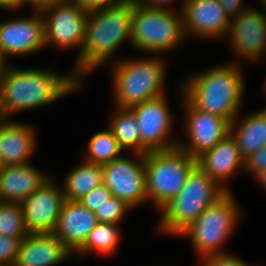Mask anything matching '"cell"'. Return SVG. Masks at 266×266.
Returning a JSON list of instances; mask_svg holds the SVG:
<instances>
[{"label":"cell","mask_w":266,"mask_h":266,"mask_svg":"<svg viewBox=\"0 0 266 266\" xmlns=\"http://www.w3.org/2000/svg\"><path fill=\"white\" fill-rule=\"evenodd\" d=\"M82 85L73 73L16 69L9 64L0 91V118L10 119L17 112L46 106Z\"/></svg>","instance_id":"1"},{"label":"cell","mask_w":266,"mask_h":266,"mask_svg":"<svg viewBox=\"0 0 266 266\" xmlns=\"http://www.w3.org/2000/svg\"><path fill=\"white\" fill-rule=\"evenodd\" d=\"M133 0L89 12L81 55L73 75L82 83L83 75L107 62L114 51L132 37Z\"/></svg>","instance_id":"2"},{"label":"cell","mask_w":266,"mask_h":266,"mask_svg":"<svg viewBox=\"0 0 266 266\" xmlns=\"http://www.w3.org/2000/svg\"><path fill=\"white\" fill-rule=\"evenodd\" d=\"M238 63L213 66L192 75L182 85V95L196 109L227 119L239 116L245 84Z\"/></svg>","instance_id":"3"},{"label":"cell","mask_w":266,"mask_h":266,"mask_svg":"<svg viewBox=\"0 0 266 266\" xmlns=\"http://www.w3.org/2000/svg\"><path fill=\"white\" fill-rule=\"evenodd\" d=\"M228 191L198 165L188 174L179 193L159 211V231L179 237L209 206Z\"/></svg>","instance_id":"4"},{"label":"cell","mask_w":266,"mask_h":266,"mask_svg":"<svg viewBox=\"0 0 266 266\" xmlns=\"http://www.w3.org/2000/svg\"><path fill=\"white\" fill-rule=\"evenodd\" d=\"M165 62L152 58L115 61L113 70L114 100L117 107L130 108L164 95Z\"/></svg>","instance_id":"5"},{"label":"cell","mask_w":266,"mask_h":266,"mask_svg":"<svg viewBox=\"0 0 266 266\" xmlns=\"http://www.w3.org/2000/svg\"><path fill=\"white\" fill-rule=\"evenodd\" d=\"M197 159L180 147L145 154L146 191L160 210L181 190Z\"/></svg>","instance_id":"6"},{"label":"cell","mask_w":266,"mask_h":266,"mask_svg":"<svg viewBox=\"0 0 266 266\" xmlns=\"http://www.w3.org/2000/svg\"><path fill=\"white\" fill-rule=\"evenodd\" d=\"M184 36L181 11L148 8L133 0L131 44L135 49L157 55L178 46Z\"/></svg>","instance_id":"7"},{"label":"cell","mask_w":266,"mask_h":266,"mask_svg":"<svg viewBox=\"0 0 266 266\" xmlns=\"http://www.w3.org/2000/svg\"><path fill=\"white\" fill-rule=\"evenodd\" d=\"M236 199L228 191L209 206L179 237L190 238L199 257L227 253L222 246L232 234L240 216Z\"/></svg>","instance_id":"8"},{"label":"cell","mask_w":266,"mask_h":266,"mask_svg":"<svg viewBox=\"0 0 266 266\" xmlns=\"http://www.w3.org/2000/svg\"><path fill=\"white\" fill-rule=\"evenodd\" d=\"M45 29V44L59 49L82 46L85 40L89 12L70 0H57L40 10Z\"/></svg>","instance_id":"9"},{"label":"cell","mask_w":266,"mask_h":266,"mask_svg":"<svg viewBox=\"0 0 266 266\" xmlns=\"http://www.w3.org/2000/svg\"><path fill=\"white\" fill-rule=\"evenodd\" d=\"M130 109L134 112L141 136V154L150 151L168 150L179 142L170 140L172 115L165 94L155 99L136 104Z\"/></svg>","instance_id":"10"},{"label":"cell","mask_w":266,"mask_h":266,"mask_svg":"<svg viewBox=\"0 0 266 266\" xmlns=\"http://www.w3.org/2000/svg\"><path fill=\"white\" fill-rule=\"evenodd\" d=\"M139 160L135 162L121 156L102 165L103 183L113 196L134 208L148 200L146 191L145 155L135 153Z\"/></svg>","instance_id":"11"},{"label":"cell","mask_w":266,"mask_h":266,"mask_svg":"<svg viewBox=\"0 0 266 266\" xmlns=\"http://www.w3.org/2000/svg\"><path fill=\"white\" fill-rule=\"evenodd\" d=\"M63 190L51 177L20 205L29 233L53 232L65 202Z\"/></svg>","instance_id":"12"},{"label":"cell","mask_w":266,"mask_h":266,"mask_svg":"<svg viewBox=\"0 0 266 266\" xmlns=\"http://www.w3.org/2000/svg\"><path fill=\"white\" fill-rule=\"evenodd\" d=\"M184 101L187 113L186 128L190 139L188 144L178 143V147L197 159L230 133V122L217 115L196 109L185 97Z\"/></svg>","instance_id":"13"},{"label":"cell","mask_w":266,"mask_h":266,"mask_svg":"<svg viewBox=\"0 0 266 266\" xmlns=\"http://www.w3.org/2000/svg\"><path fill=\"white\" fill-rule=\"evenodd\" d=\"M181 13L185 36L220 39L227 34L230 17L218 0H182Z\"/></svg>","instance_id":"14"},{"label":"cell","mask_w":266,"mask_h":266,"mask_svg":"<svg viewBox=\"0 0 266 266\" xmlns=\"http://www.w3.org/2000/svg\"><path fill=\"white\" fill-rule=\"evenodd\" d=\"M226 35L236 54L257 62L266 53V15L249 7L230 19Z\"/></svg>","instance_id":"15"},{"label":"cell","mask_w":266,"mask_h":266,"mask_svg":"<svg viewBox=\"0 0 266 266\" xmlns=\"http://www.w3.org/2000/svg\"><path fill=\"white\" fill-rule=\"evenodd\" d=\"M31 18H18L0 23V54L21 56L45 47L44 20L40 11Z\"/></svg>","instance_id":"16"},{"label":"cell","mask_w":266,"mask_h":266,"mask_svg":"<svg viewBox=\"0 0 266 266\" xmlns=\"http://www.w3.org/2000/svg\"><path fill=\"white\" fill-rule=\"evenodd\" d=\"M72 254L53 232L29 233L20 241L13 266H56Z\"/></svg>","instance_id":"17"},{"label":"cell","mask_w":266,"mask_h":266,"mask_svg":"<svg viewBox=\"0 0 266 266\" xmlns=\"http://www.w3.org/2000/svg\"><path fill=\"white\" fill-rule=\"evenodd\" d=\"M98 223L95 213L78 201L65 200L53 233L74 254Z\"/></svg>","instance_id":"18"},{"label":"cell","mask_w":266,"mask_h":266,"mask_svg":"<svg viewBox=\"0 0 266 266\" xmlns=\"http://www.w3.org/2000/svg\"><path fill=\"white\" fill-rule=\"evenodd\" d=\"M49 178L31 163L6 165L0 173V202L21 203Z\"/></svg>","instance_id":"19"},{"label":"cell","mask_w":266,"mask_h":266,"mask_svg":"<svg viewBox=\"0 0 266 266\" xmlns=\"http://www.w3.org/2000/svg\"><path fill=\"white\" fill-rule=\"evenodd\" d=\"M197 165L221 186L237 170L244 169V158L240 155L235 137L227 134L215 147L197 158Z\"/></svg>","instance_id":"20"},{"label":"cell","mask_w":266,"mask_h":266,"mask_svg":"<svg viewBox=\"0 0 266 266\" xmlns=\"http://www.w3.org/2000/svg\"><path fill=\"white\" fill-rule=\"evenodd\" d=\"M35 137L30 125L0 118V157L4 164L29 163L28 160L36 149Z\"/></svg>","instance_id":"21"},{"label":"cell","mask_w":266,"mask_h":266,"mask_svg":"<svg viewBox=\"0 0 266 266\" xmlns=\"http://www.w3.org/2000/svg\"><path fill=\"white\" fill-rule=\"evenodd\" d=\"M237 120L238 116L230 123V133L237 141L240 155L246 158L266 145V108L245 116L240 123ZM237 123L239 126H235Z\"/></svg>","instance_id":"22"},{"label":"cell","mask_w":266,"mask_h":266,"mask_svg":"<svg viewBox=\"0 0 266 266\" xmlns=\"http://www.w3.org/2000/svg\"><path fill=\"white\" fill-rule=\"evenodd\" d=\"M64 183L65 199L78 201L103 183V167L85 161L69 172Z\"/></svg>","instance_id":"23"},{"label":"cell","mask_w":266,"mask_h":266,"mask_svg":"<svg viewBox=\"0 0 266 266\" xmlns=\"http://www.w3.org/2000/svg\"><path fill=\"white\" fill-rule=\"evenodd\" d=\"M108 128L123 150L131 148L134 153L141 154L140 129L135 114L130 108L117 107Z\"/></svg>","instance_id":"24"},{"label":"cell","mask_w":266,"mask_h":266,"mask_svg":"<svg viewBox=\"0 0 266 266\" xmlns=\"http://www.w3.org/2000/svg\"><path fill=\"white\" fill-rule=\"evenodd\" d=\"M118 225L98 222L90 232L84 245L75 254L85 256L93 251L110 255L115 252L121 235Z\"/></svg>","instance_id":"25"},{"label":"cell","mask_w":266,"mask_h":266,"mask_svg":"<svg viewBox=\"0 0 266 266\" xmlns=\"http://www.w3.org/2000/svg\"><path fill=\"white\" fill-rule=\"evenodd\" d=\"M122 150L112 131L108 128L91 137L88 143V156L85 160L89 163L105 165L121 157Z\"/></svg>","instance_id":"26"},{"label":"cell","mask_w":266,"mask_h":266,"mask_svg":"<svg viewBox=\"0 0 266 266\" xmlns=\"http://www.w3.org/2000/svg\"><path fill=\"white\" fill-rule=\"evenodd\" d=\"M28 234L20 203L0 202V235L25 238Z\"/></svg>","instance_id":"27"},{"label":"cell","mask_w":266,"mask_h":266,"mask_svg":"<svg viewBox=\"0 0 266 266\" xmlns=\"http://www.w3.org/2000/svg\"><path fill=\"white\" fill-rule=\"evenodd\" d=\"M131 209L124 201L112 196L103 203L94 213L98 222L120 224L126 212Z\"/></svg>","instance_id":"28"},{"label":"cell","mask_w":266,"mask_h":266,"mask_svg":"<svg viewBox=\"0 0 266 266\" xmlns=\"http://www.w3.org/2000/svg\"><path fill=\"white\" fill-rule=\"evenodd\" d=\"M113 196L106 184L96 186L88 194L78 200L83 206L95 212L106 200Z\"/></svg>","instance_id":"29"},{"label":"cell","mask_w":266,"mask_h":266,"mask_svg":"<svg viewBox=\"0 0 266 266\" xmlns=\"http://www.w3.org/2000/svg\"><path fill=\"white\" fill-rule=\"evenodd\" d=\"M22 239L0 235V266H13Z\"/></svg>","instance_id":"30"},{"label":"cell","mask_w":266,"mask_h":266,"mask_svg":"<svg viewBox=\"0 0 266 266\" xmlns=\"http://www.w3.org/2000/svg\"><path fill=\"white\" fill-rule=\"evenodd\" d=\"M202 266H249L240 258L231 256L228 253L213 254L199 258Z\"/></svg>","instance_id":"31"},{"label":"cell","mask_w":266,"mask_h":266,"mask_svg":"<svg viewBox=\"0 0 266 266\" xmlns=\"http://www.w3.org/2000/svg\"><path fill=\"white\" fill-rule=\"evenodd\" d=\"M266 169V145L244 158V169L254 176Z\"/></svg>","instance_id":"32"},{"label":"cell","mask_w":266,"mask_h":266,"mask_svg":"<svg viewBox=\"0 0 266 266\" xmlns=\"http://www.w3.org/2000/svg\"><path fill=\"white\" fill-rule=\"evenodd\" d=\"M72 2H75L77 5L81 6L88 12L98 10V9H104L106 7H111L122 0H70Z\"/></svg>","instance_id":"33"},{"label":"cell","mask_w":266,"mask_h":266,"mask_svg":"<svg viewBox=\"0 0 266 266\" xmlns=\"http://www.w3.org/2000/svg\"><path fill=\"white\" fill-rule=\"evenodd\" d=\"M222 7L225 9L226 14L233 18L236 15H239L247 8H244L242 5V0H218ZM243 6V7H242Z\"/></svg>","instance_id":"34"},{"label":"cell","mask_w":266,"mask_h":266,"mask_svg":"<svg viewBox=\"0 0 266 266\" xmlns=\"http://www.w3.org/2000/svg\"><path fill=\"white\" fill-rule=\"evenodd\" d=\"M140 5H143L148 8H153V9H166L170 10L164 5L168 3L169 1L172 2V0H136Z\"/></svg>","instance_id":"35"},{"label":"cell","mask_w":266,"mask_h":266,"mask_svg":"<svg viewBox=\"0 0 266 266\" xmlns=\"http://www.w3.org/2000/svg\"><path fill=\"white\" fill-rule=\"evenodd\" d=\"M55 1L57 0H19V7L26 3H29L35 8V10L40 11L43 8L50 6Z\"/></svg>","instance_id":"36"},{"label":"cell","mask_w":266,"mask_h":266,"mask_svg":"<svg viewBox=\"0 0 266 266\" xmlns=\"http://www.w3.org/2000/svg\"><path fill=\"white\" fill-rule=\"evenodd\" d=\"M6 60L7 59L2 54H0V91H1L2 84H3L5 72L9 66L7 65L8 63Z\"/></svg>","instance_id":"37"},{"label":"cell","mask_w":266,"mask_h":266,"mask_svg":"<svg viewBox=\"0 0 266 266\" xmlns=\"http://www.w3.org/2000/svg\"><path fill=\"white\" fill-rule=\"evenodd\" d=\"M0 8L2 9H17L19 8V0H0Z\"/></svg>","instance_id":"38"},{"label":"cell","mask_w":266,"mask_h":266,"mask_svg":"<svg viewBox=\"0 0 266 266\" xmlns=\"http://www.w3.org/2000/svg\"><path fill=\"white\" fill-rule=\"evenodd\" d=\"M255 178L258 179L257 181H259L260 184L266 189V169H263L261 172L255 175Z\"/></svg>","instance_id":"39"},{"label":"cell","mask_w":266,"mask_h":266,"mask_svg":"<svg viewBox=\"0 0 266 266\" xmlns=\"http://www.w3.org/2000/svg\"><path fill=\"white\" fill-rule=\"evenodd\" d=\"M5 166L6 165L4 164L3 160L0 157V173L3 171V169H4Z\"/></svg>","instance_id":"40"},{"label":"cell","mask_w":266,"mask_h":266,"mask_svg":"<svg viewBox=\"0 0 266 266\" xmlns=\"http://www.w3.org/2000/svg\"><path fill=\"white\" fill-rule=\"evenodd\" d=\"M260 2H262L261 4H262V8H264V13H265V15H266V0H261Z\"/></svg>","instance_id":"41"}]
</instances>
